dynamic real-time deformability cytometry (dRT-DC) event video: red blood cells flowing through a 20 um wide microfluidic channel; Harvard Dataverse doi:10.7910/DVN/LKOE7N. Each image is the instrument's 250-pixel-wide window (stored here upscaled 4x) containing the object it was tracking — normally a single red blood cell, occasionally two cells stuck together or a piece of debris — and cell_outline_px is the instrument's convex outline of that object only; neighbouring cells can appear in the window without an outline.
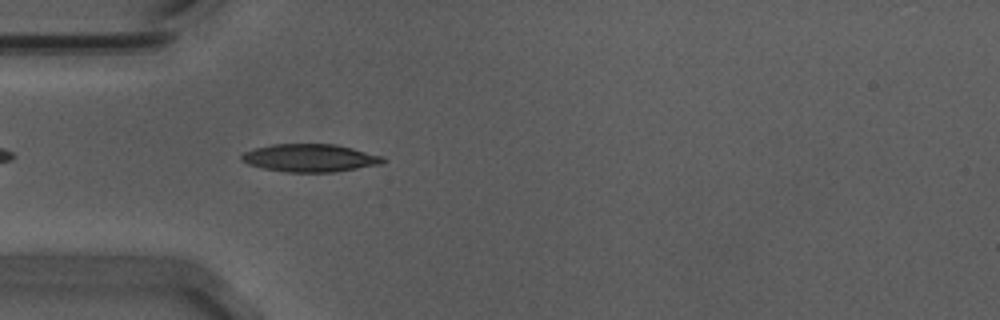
{"species": "Egyptian fruit bat (a non-hibernating species)", "species_latin": "Rousettus aegyptiacus", "temperature_condition": "warm", "stored_images_in_passage": 40, "camera_frame_rate_fps": 3000, "um_per_image_px": 0.085, "animal": {"sex": "male"}, "frame": {"image": 1, "passage_image": 1, "time_ms": 0.0, "image_size_px": [1000, 320], "cell_outline_px": [[388, 160], [380, 164], [336, 172], [288, 172], [264, 168], [248, 164], [240, 160], [240, 156], [244, 152], [256, 148], [272, 144], [336, 144], [384, 156]], "centroid_in_image_um": [26.38, 13.42], "position_along_channel_um": 58.6, "area_um2": 22.95}}
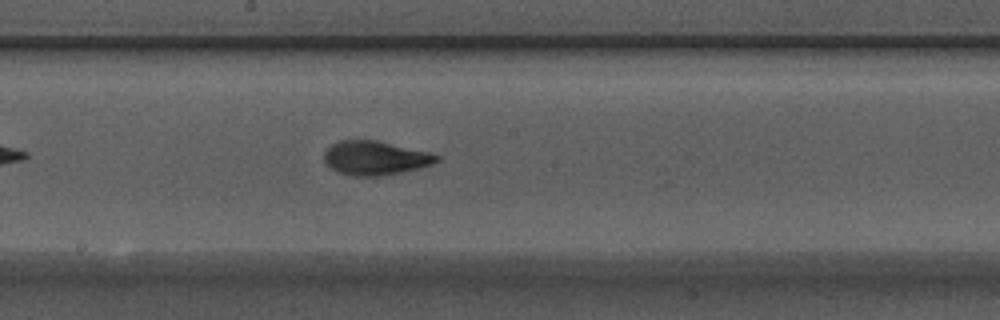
{"frame": {"image": 2, "passage_image": 14, "time_ms": 4.333, "image_size_px": [1000, 320], "cell_outline_px": [[440, 160], [432, 164], [420, 168], [384, 176], [352, 176], [340, 172], [332, 168], [324, 160], [324, 152], [332, 144], [340, 140], [376, 140], [432, 152], [440, 156]], "centroid_in_image_um": [31.95, 13.43], "position_along_channel_um": 216.3, "area_um2": 22.43}}
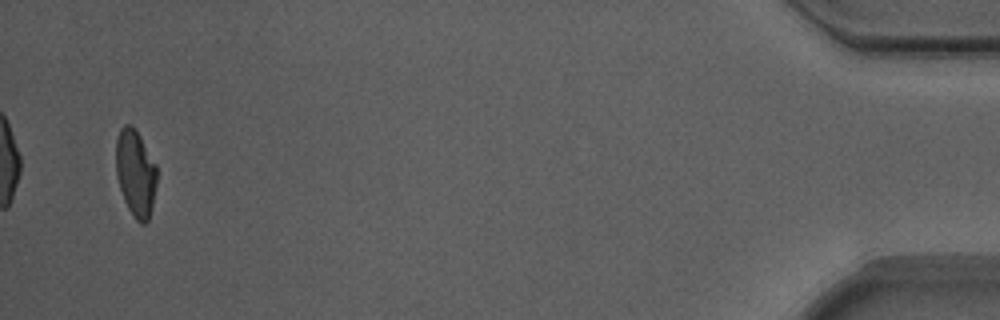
{"frame": {"image": 3, "passage_image": 38, "time_ms": 12.333, "image_size_px": [1000, 320], "cell_outline_px": [[156, 184], [152, 204], [148, 220], [144, 224], [140, 224], [136, 220], [128, 208], [124, 200], [116, 176], [116, 140], [120, 128], [124, 124], [132, 124], [140, 136], [156, 164]], "centroid_in_image_um": [11.51, 14.69], "position_along_channel_um": 423.7, "area_um2": 20.63}, "authors_computed_cell_mechanics": {"area_um2": 21.7328, "velocity_mm_per_s": 3.7113, "shape_relaxation_time_tau1_ms": 3.7317, "shape_relaxation_time_tau2_ms": 1.2686, "deformation_change_tau1": 0.1787, "deformation_change_tau2": 0.0696}}